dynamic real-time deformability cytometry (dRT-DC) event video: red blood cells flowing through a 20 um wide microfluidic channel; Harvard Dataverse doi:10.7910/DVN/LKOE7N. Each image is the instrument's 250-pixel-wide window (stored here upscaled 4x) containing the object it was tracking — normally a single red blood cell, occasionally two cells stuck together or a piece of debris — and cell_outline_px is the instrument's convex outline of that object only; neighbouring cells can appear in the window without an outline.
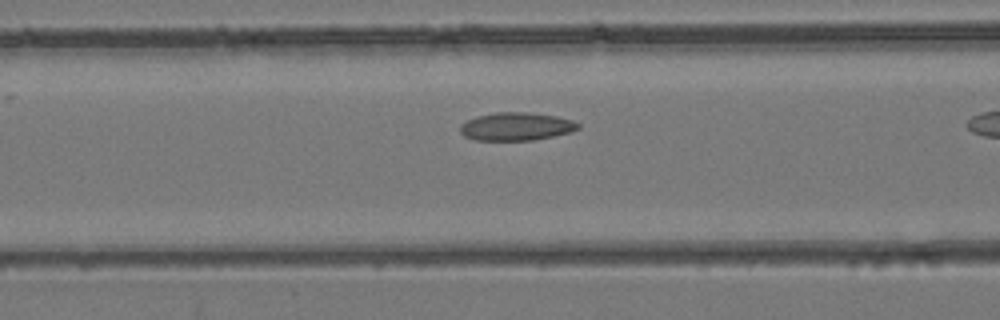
{"species": "common noctule bat (a hibernating species)", "species_latin": "Nyctalus noctula", "temperature_condition": "room temperature", "stored_images_in_passage": 8, "camera_frame_rate_fps": 3000, "um_per_image_px": 0.085, "animal": {"sex": "female", "body_mass_g": 24.6, "forearm_length_mm": 56.2}, "frame": {"image": 1, "passage_image": 7, "time_ms": 2.0, "image_size_px": [1000, 320], "cell_outline_px": [[580, 128], [572, 132], [532, 140], [476, 140], [464, 136], [460, 132], [460, 124], [476, 116], [496, 112], [528, 112], [556, 116], [572, 120], [580, 124]], "centroid_in_image_um": [43.88, 10.75], "position_along_channel_um": 122.7, "area_um2": 19.31}}